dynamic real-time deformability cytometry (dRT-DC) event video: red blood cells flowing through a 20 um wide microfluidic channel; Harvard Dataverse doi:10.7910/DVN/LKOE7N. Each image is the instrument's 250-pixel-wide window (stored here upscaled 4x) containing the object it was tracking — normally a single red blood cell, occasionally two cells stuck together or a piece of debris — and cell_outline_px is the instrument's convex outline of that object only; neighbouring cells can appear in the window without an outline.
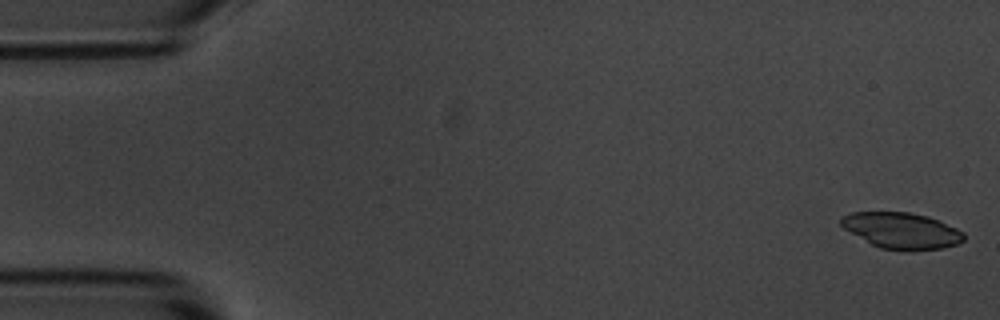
{"species": "common noctule bat (a hibernating species)", "species_latin": "Nyctalus noctula", "temperature_condition": "room temperature", "stored_images_in_passage": 54, "camera_frame_rate_fps": 3000, "um_per_image_px": 0.085, "animal": {"sex": "male", "body_mass_g": 20.1, "forearm_length_mm": 53.5}, "frame": {"image": 1, "passage_image": 1, "time_ms": 0.0, "image_size_px": [1000, 320], "cell_outline_px": [[964, 240], [956, 244], [940, 248], [880, 248], [872, 244], [844, 228], [840, 224], [840, 216], [852, 212], [908, 212], [928, 216], [940, 220], [964, 232]], "centroid_in_image_um": [76.62, 19.55], "position_along_channel_um": 8.4, "area_um2": 25.09}}